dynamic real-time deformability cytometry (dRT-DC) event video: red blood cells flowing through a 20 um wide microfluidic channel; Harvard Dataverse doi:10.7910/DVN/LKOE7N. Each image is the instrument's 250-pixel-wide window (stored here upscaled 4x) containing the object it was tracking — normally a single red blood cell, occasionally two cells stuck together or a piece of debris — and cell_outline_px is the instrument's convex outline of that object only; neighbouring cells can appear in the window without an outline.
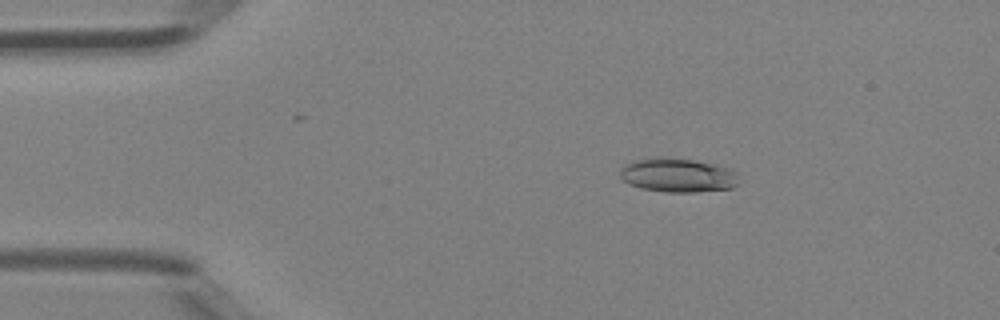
{"species": "Egyptian fruit bat (a non-hibernating species)", "species_latin": "Rousettus aegyptiacus", "temperature_condition": "room temperature", "stored_images_in_passage": 5, "camera_frame_rate_fps": 3000, "um_per_image_px": 0.085, "animal": {"sex": "female"}, "frame": {"image": 1, "passage_image": 2, "time_ms": 0.333, "image_size_px": [1000, 320], "cell_outline_px": [[740, 172], [736, 184], [732, 188], [696, 192], [668, 192], [640, 188], [628, 184], [620, 176], [620, 168], [636, 160], [692, 160], [732, 168]], "centroid_in_image_um": [57.69, 14.94], "position_along_channel_um": 27.3, "area_um2": 22.83}}
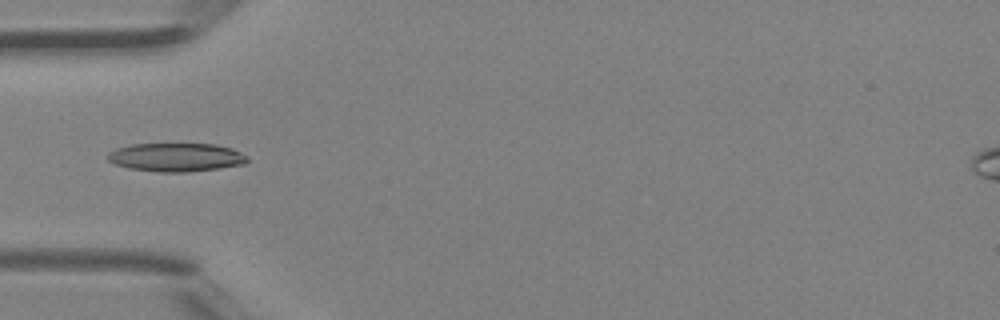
{"frame": {"image": 2, "passage_image": 4, "time_ms": 1.0, "image_size_px": [1000, 320], "cell_outline_px": [[248, 160], [244, 164], [220, 168], [184, 172], [160, 172], [128, 168], [116, 164], [108, 160], [108, 152], [116, 148], [132, 144], [216, 144], [232, 148], [248, 156]], "centroid_in_image_um": [14.98, 13.36], "position_along_channel_um": 70.0, "area_um2": 23.18}}
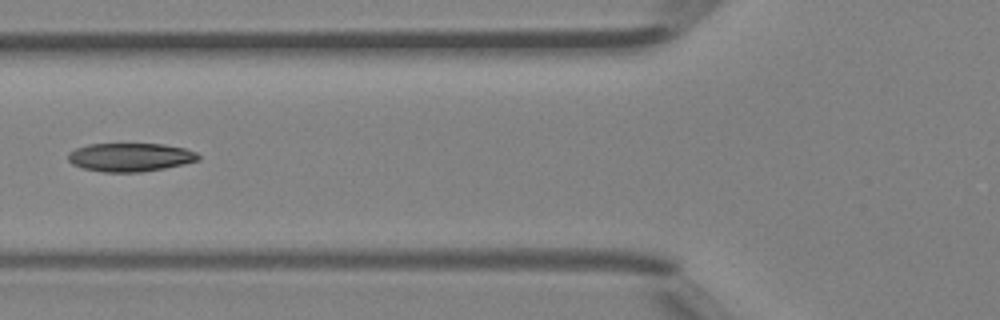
{"frame": {"image": 3, "passage_image": 5, "time_ms": 1.333, "image_size_px": [1000, 320], "cell_outline_px": [[200, 160], [184, 164], [164, 168], [140, 172], [104, 172], [84, 168], [72, 164], [68, 160], [68, 152], [76, 148], [88, 144], [164, 144], [184, 148], [196, 152], [200, 156]], "centroid_in_image_um": [11.08, 13.36], "position_along_channel_um": 114.7, "area_um2": 21.62}}